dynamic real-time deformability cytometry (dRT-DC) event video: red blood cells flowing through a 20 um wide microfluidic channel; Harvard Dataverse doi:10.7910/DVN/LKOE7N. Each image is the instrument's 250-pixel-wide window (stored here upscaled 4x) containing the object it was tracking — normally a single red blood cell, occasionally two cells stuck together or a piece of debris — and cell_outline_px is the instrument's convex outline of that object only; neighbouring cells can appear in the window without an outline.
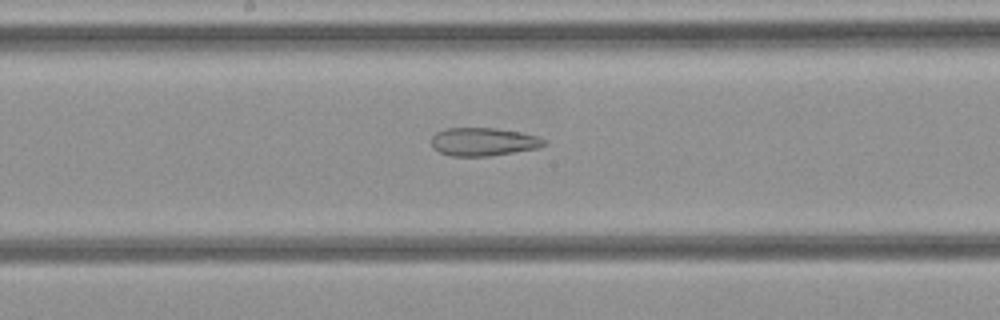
{"species": "common noctule bat (a hibernating species)", "species_latin": "Nyctalus noctula", "temperature_condition": "cold", "stored_images_in_passage": 27, "camera_frame_rate_fps": 3000, "um_per_image_px": 0.085, "animal": {"sex": "female", "body_mass_g": 21.9}, "frame": {"image": 1, "passage_image": 16, "time_ms": 5.0, "image_size_px": [1000, 320], "cell_outline_px": [[548, 144], [540, 148], [488, 156], [452, 156], [440, 152], [432, 148], [432, 136], [436, 132], [444, 128], [496, 128], [520, 132], [536, 136], [548, 140]], "centroid_in_image_um": [41.11, 12.05], "position_along_channel_um": 207.1, "area_um2": 18.67}}